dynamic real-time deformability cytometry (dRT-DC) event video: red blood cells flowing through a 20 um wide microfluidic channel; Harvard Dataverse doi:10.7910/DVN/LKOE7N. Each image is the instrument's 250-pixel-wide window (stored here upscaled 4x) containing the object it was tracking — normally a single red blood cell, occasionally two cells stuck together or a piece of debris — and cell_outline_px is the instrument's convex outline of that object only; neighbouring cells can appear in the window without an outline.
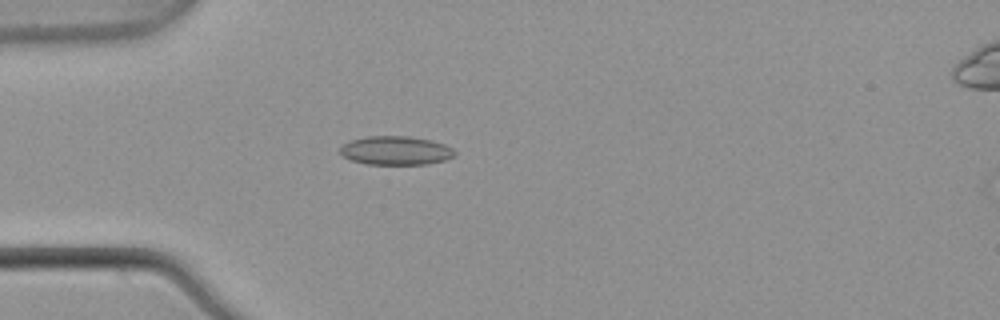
{"species": "common noctule bat (a hibernating species)", "species_latin": "Nyctalus noctula", "temperature_condition": "warm", "stored_images_in_passage": 39, "camera_frame_rate_fps": 3000, "um_per_image_px": 0.085, "animal": {"sex": "male", "body_mass_g": 21.5, "forearm_length_mm": 52.0}, "frame": {"image": 1, "passage_image": 1, "time_ms": 0.0, "image_size_px": [1000, 320], "cell_outline_px": [[456, 156], [444, 160], [428, 164], [364, 164], [352, 160], [344, 156], [340, 152], [340, 148], [344, 144], [352, 140], [368, 136], [412, 136], [432, 140], [444, 144], [452, 148], [456, 152]], "centroid_in_image_um": [33.68, 12.79], "position_along_channel_um": 51.3, "area_um2": 19.25}}
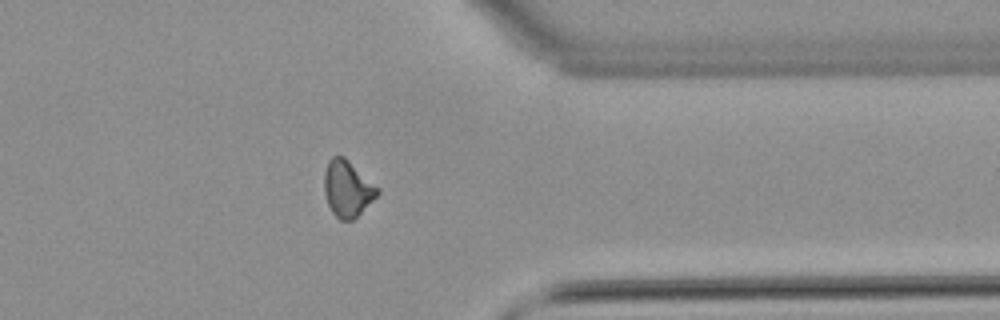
{"frame": {"image": 2, "passage_image": 28, "time_ms": 9.0, "image_size_px": [1000, 320], "cell_outline_px": [[380, 192], [352, 220], [340, 220], [332, 212], [328, 204], [324, 192], [324, 172], [328, 160], [332, 156], [344, 156], [380, 188]], "centroid_in_image_um": [29.52, 16.0], "position_along_channel_um": 381.9, "area_um2": 17.34}}
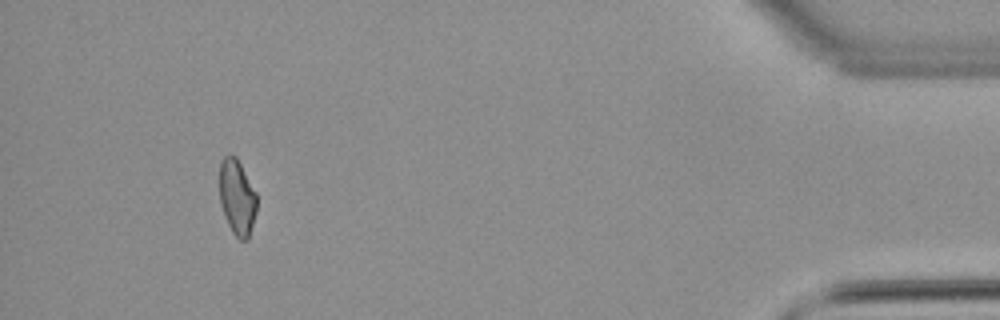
{"frame": {"image": 3, "passage_image": 35, "time_ms": 11.333, "image_size_px": [1000, 320], "cell_outline_px": [[256, 212], [248, 240], [240, 240], [232, 232], [224, 216], [220, 204], [220, 160], [228, 152], [232, 152], [236, 156], [256, 192]], "centroid_in_image_um": [20.14, 16.73], "position_along_channel_um": 415.1, "area_um2": 16.59}, "authors_computed_cell_mechanics": {"area_um2": 17.34, "velocity_mm_per_s": 3.8947, "shape_relaxation_time_tau1_ms": null, "shape_relaxation_time_tau2_ms": 3.9312, "deformation_change_tau1": null, "deformation_change_tau2": 0.0994}}